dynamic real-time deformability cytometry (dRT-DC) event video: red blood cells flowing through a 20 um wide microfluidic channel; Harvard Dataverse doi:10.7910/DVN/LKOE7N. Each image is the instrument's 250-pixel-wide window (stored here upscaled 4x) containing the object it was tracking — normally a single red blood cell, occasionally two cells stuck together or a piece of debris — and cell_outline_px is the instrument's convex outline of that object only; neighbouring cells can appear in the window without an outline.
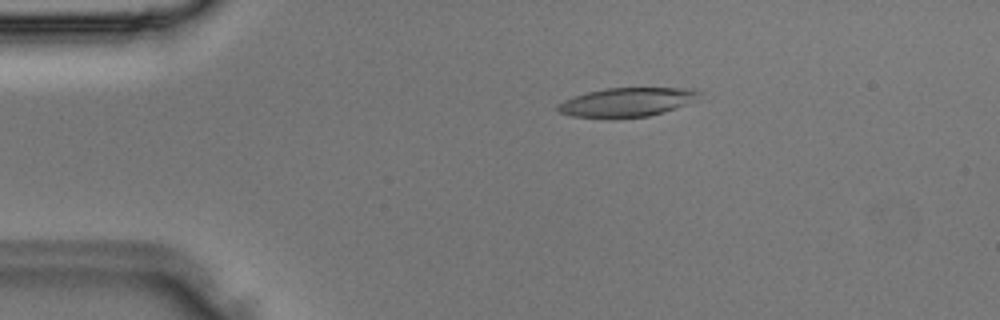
{"species": "Egyptian fruit bat (a non-hibernating species)", "species_latin": "Rousettus aegyptiacus", "temperature_condition": "room temperature", "stored_images_in_passage": 3, "camera_frame_rate_fps": 3000, "um_per_image_px": 0.085, "animal": {"sex": "male"}, "frame": {"image": 1, "passage_image": 1, "time_ms": 0.0, "image_size_px": [1000, 320], "cell_outline_px": [[704, 92], [684, 104], [676, 108], [664, 112], [648, 116], [612, 120], [608, 120], [572, 116], [560, 112], [556, 108], [556, 104], [572, 96], [604, 88], [696, 88]], "centroid_in_image_um": [53.21, 8.71], "position_along_channel_um": 31.8, "area_um2": 24.39}}